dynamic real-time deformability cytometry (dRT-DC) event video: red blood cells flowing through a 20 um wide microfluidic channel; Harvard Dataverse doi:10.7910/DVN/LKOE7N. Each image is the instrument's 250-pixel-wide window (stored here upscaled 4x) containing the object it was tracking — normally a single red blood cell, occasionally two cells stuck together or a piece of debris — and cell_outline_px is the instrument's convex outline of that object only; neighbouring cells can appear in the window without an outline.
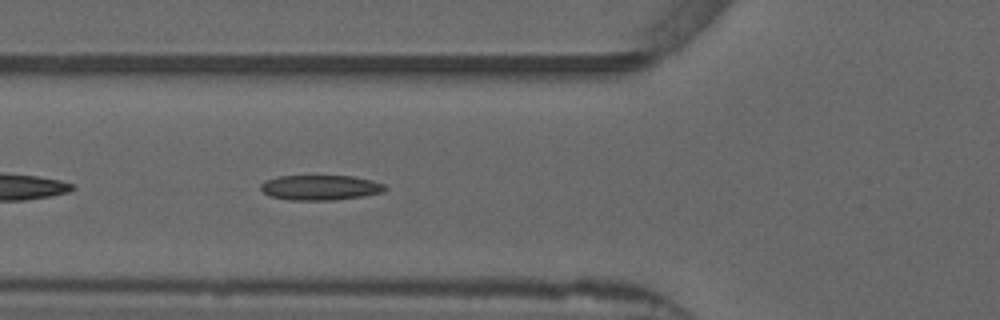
{"species": "common noctule bat (a hibernating species)", "species_latin": "Nyctalus noctula", "temperature_condition": "warm", "stored_images_in_passage": 39, "camera_frame_rate_fps": 3000, "um_per_image_px": 0.085, "animal": {"sex": "male", "forearm_length_mm": 52.5}, "frame": {"image": 1, "passage_image": 6, "time_ms": 1.667, "image_size_px": [1000, 320], "cell_outline_px": [[388, 188], [380, 192], [364, 196], [332, 200], [288, 200], [268, 196], [260, 188], [260, 184], [264, 180], [276, 176], [352, 176], [372, 180], [384, 184]], "centroid_in_image_um": [27.18, 15.94], "position_along_channel_um": 98.6, "area_um2": 18.26}, "authors_computed_cell_mechanics": {"area_um2": 17.7446, "velocity_mm_per_s": 3.8613, "shape_relaxation_time_tau1_ms": null, "shape_relaxation_time_tau2_ms": 3.4181, "deformation_change_tau1": null, "deformation_change_tau2": 0.0849}}